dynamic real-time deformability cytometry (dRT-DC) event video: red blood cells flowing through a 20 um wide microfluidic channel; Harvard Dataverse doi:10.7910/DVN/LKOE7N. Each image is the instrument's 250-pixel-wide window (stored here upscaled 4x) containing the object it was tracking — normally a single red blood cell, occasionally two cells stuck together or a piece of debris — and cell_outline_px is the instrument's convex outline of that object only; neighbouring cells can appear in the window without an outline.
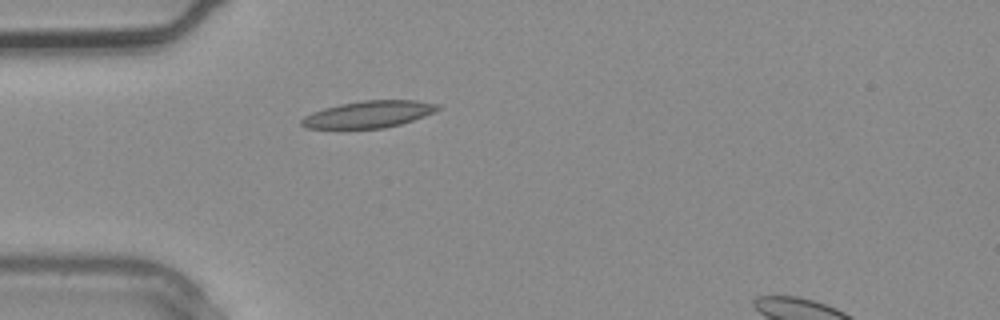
{"species": "common noctule bat (a hibernating species)", "species_latin": "Nyctalus noctula", "temperature_condition": "warm", "stored_images_in_passage": 4, "segment_of_instrument_passage": [1, 2], "camera_frame_rate_fps": 3000, "um_per_image_px": 0.085, "animal": {"sex": "male", "body_mass_g": 20.4}, "frame": {"image": 1, "passage_image": 3, "time_ms": 0.667, "image_size_px": [1000, 320], "cell_outline_px": [[440, 108], [424, 116], [400, 124], [384, 128], [340, 132], [304, 128], [300, 124], [300, 120], [304, 116], [312, 112], [324, 108], [340, 104], [364, 100], [416, 100], [440, 104]], "centroid_in_image_um": [31.2, 9.77], "position_along_channel_um": 53.8, "area_um2": 22.37}}